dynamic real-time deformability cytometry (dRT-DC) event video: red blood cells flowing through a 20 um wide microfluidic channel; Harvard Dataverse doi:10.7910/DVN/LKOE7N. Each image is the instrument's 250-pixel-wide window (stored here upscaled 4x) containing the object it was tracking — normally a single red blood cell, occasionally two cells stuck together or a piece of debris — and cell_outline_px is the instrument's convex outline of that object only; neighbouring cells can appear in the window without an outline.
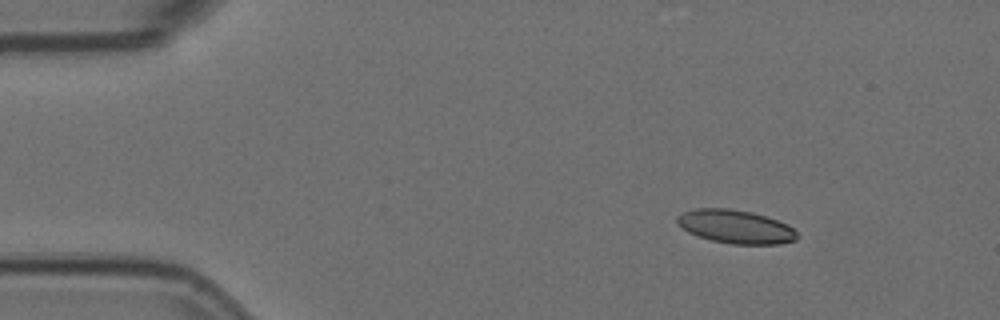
{"species": "Egyptian fruit bat (a non-hibernating species)", "species_latin": "Rousettus aegyptiacus", "temperature_condition": "room temperature", "stored_images_in_passage": 13, "camera_frame_rate_fps": 3000, "um_per_image_px": 0.085, "animal": {"sex": "female"}, "frame": {"image": 1, "passage_image": 1, "time_ms": 0.0, "image_size_px": [1000, 320], "cell_outline_px": [[800, 236], [796, 240], [780, 244], [732, 244], [712, 240], [688, 232], [676, 220], [676, 216], [684, 212], [696, 208], [728, 208], [752, 212], [788, 224]], "centroid_in_image_um": [62.56, 19.27], "position_along_channel_um": 22.4, "area_um2": 23.24}}
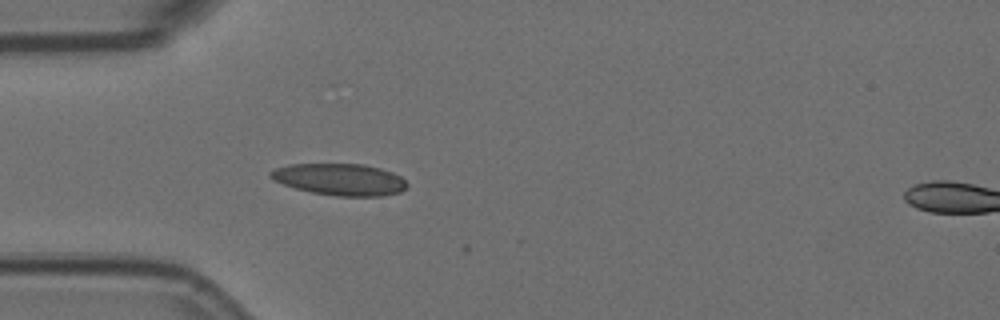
{"frame": {"image": 2, "passage_image": 10, "time_ms": 3.0, "image_size_px": [1000, 320], "cell_outline_px": [[408, 184], [400, 192], [380, 196], [336, 196], [312, 192], [296, 188], [272, 180], [268, 176], [268, 172], [276, 168], [288, 164], [364, 164], [380, 168], [392, 172], [400, 176]], "centroid_in_image_um": [28.86, 15.24], "position_along_channel_um": 56.1, "area_um2": 25.2}}